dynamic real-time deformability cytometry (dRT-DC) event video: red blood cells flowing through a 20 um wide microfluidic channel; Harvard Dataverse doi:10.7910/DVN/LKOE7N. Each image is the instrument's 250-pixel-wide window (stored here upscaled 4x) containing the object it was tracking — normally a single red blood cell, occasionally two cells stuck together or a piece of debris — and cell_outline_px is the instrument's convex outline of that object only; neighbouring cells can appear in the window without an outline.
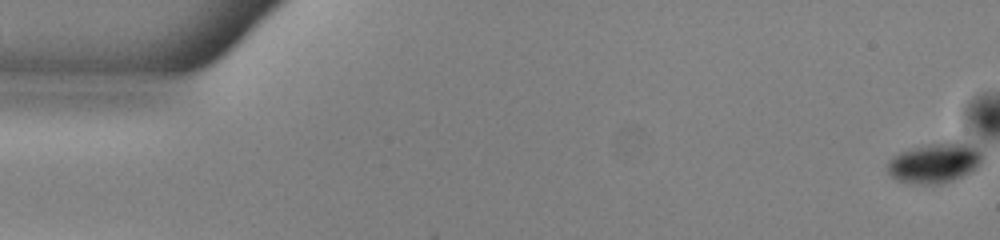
{"species": "common noctule bat (a hibernating species)", "species_latin": "Nyctalus noctula", "temperature_condition": "warm", "stored_images_in_passage": 53, "camera_frame_rate_fps": 3000, "um_per_image_px": 0.085, "animal": {"sex": "male", "body_mass_g": 13.0, "forearm_length_mm": 53.1}, "frame": {"image": 1, "passage_image": 1, "time_ms": 0.0, "image_size_px": [1000, 240], "cell_outline_px": [[984, 160], [980, 168], [952, 180], [940, 184], [920, 184], [896, 180], [888, 172], [888, 160], [892, 156], [908, 148], [948, 140], [956, 140], [972, 144], [984, 152]], "centroid_in_image_um": [79.53, 13.8], "position_along_channel_um": 5.5, "area_um2": 22.95}}
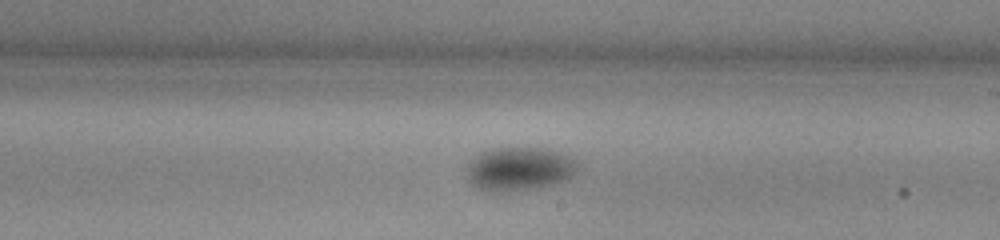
{"frame": {"image": 2, "passage_image": 31, "time_ms": 10.0, "image_size_px": [1000, 240], "cell_outline_px": [[576, 168], [568, 176], [560, 180], [548, 184], [512, 192], [508, 192], [480, 188], [468, 176], [468, 168], [472, 160], [476, 156], [492, 148], [544, 148], [560, 152], [568, 156], [576, 164]], "centroid_in_image_um": [44.12, 14.32], "position_along_channel_um": 244.9, "area_um2": 26.7}}
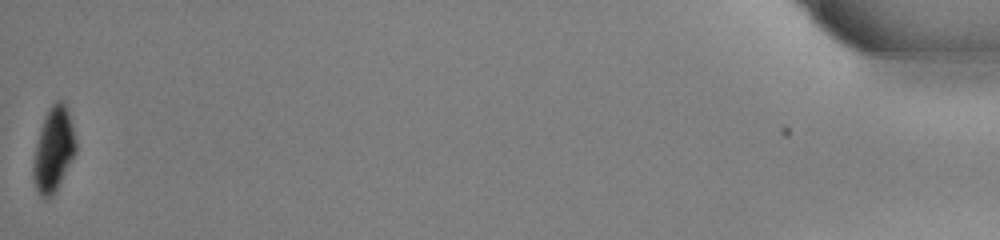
{"frame": {"image": 3, "passage_image": 53, "time_ms": 17.333, "image_size_px": [1000, 240], "cell_outline_px": [[76, 152], [56, 192], [52, 196], [44, 200], [36, 188], [32, 176], [32, 164], [36, 144], [40, 128], [44, 116], [48, 108], [56, 100], [60, 100], [64, 104], [68, 112], [76, 144]], "centroid_in_image_um": [4.52, 12.76], "position_along_channel_um": 430.7, "area_um2": 20.87}, "authors_computed_cell_mechanics": {"area_um2": 25.3164, "velocity_mm_per_s": 3.9405, "shape_relaxation_time_tau1_ms": 2.0003, "shape_relaxation_time_tau2_ms": null, "deformation_change_tau1": 0.0856, "deformation_change_tau2": null}}